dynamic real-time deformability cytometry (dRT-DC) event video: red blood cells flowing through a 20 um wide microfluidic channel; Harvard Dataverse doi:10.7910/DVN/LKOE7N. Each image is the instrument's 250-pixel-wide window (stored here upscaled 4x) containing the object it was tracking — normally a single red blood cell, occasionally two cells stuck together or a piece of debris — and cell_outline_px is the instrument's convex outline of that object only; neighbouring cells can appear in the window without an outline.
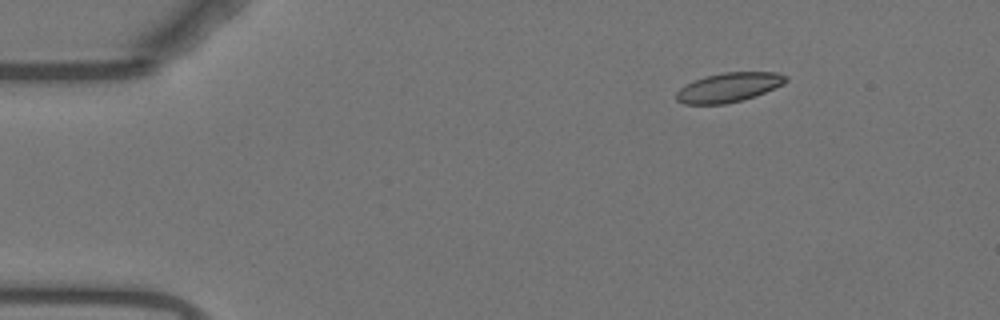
{"species": "Egyptian fruit bat (a non-hibernating species)", "species_latin": "Rousettus aegyptiacus", "temperature_condition": "warm", "stored_images_in_passage": 48, "camera_frame_rate_fps": 3000, "um_per_image_px": 0.085, "animal": {"sex": "female"}, "frame": {"image": 1, "passage_image": 1, "time_ms": 0.0, "image_size_px": [1000, 320], "cell_outline_px": [[788, 80], [756, 96], [724, 104], [684, 104], [676, 100], [676, 92], [680, 88], [704, 76], [724, 72], [776, 72], [788, 76]], "centroid_in_image_um": [61.92, 7.42], "position_along_channel_um": 23.1, "area_um2": 18.44}}
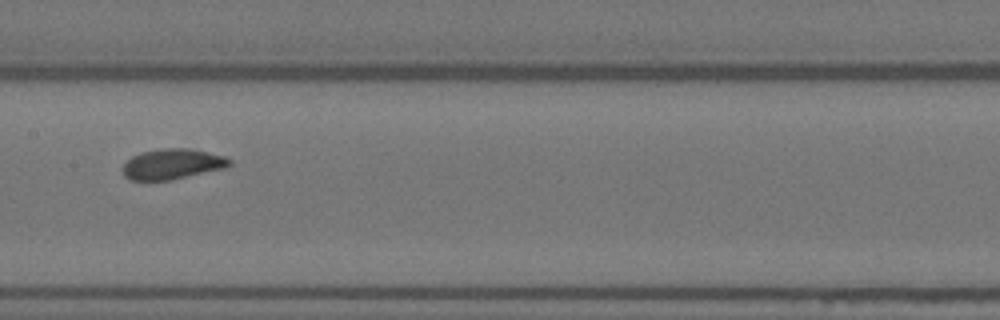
{"frame": {"image": 2, "passage_image": 21, "time_ms": 6.667, "image_size_px": [1000, 320], "cell_outline_px": [[232, 164], [224, 168], [172, 180], [128, 180], [124, 176], [120, 168], [132, 156], [140, 152], [164, 148], [188, 148], [208, 152], [224, 156], [232, 160]], "centroid_in_image_um": [14.62, 13.95], "position_along_channel_um": 192.8, "area_um2": 19.07}}
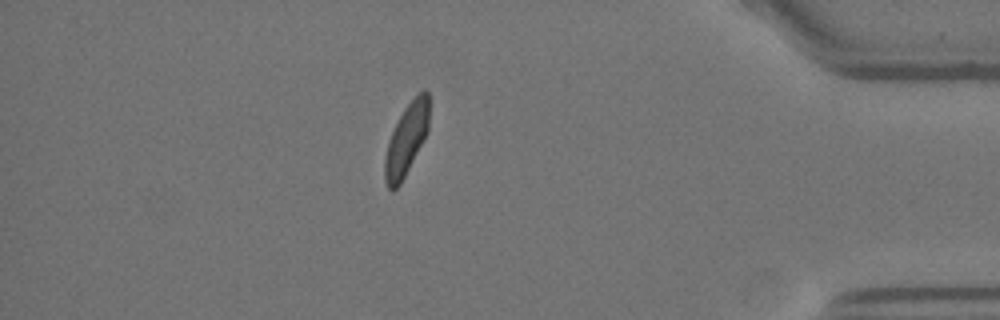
{"frame": {"image": 3, "passage_image": 41, "time_ms": 13.333, "image_size_px": [1000, 320], "cell_outline_px": [[428, 132], [400, 184], [392, 192], [388, 188], [384, 180], [384, 160], [388, 140], [404, 108], [424, 88], [428, 92]], "centroid_in_image_um": [34.52, 11.89], "position_along_channel_um": 400.7, "area_um2": 18.21}, "authors_computed_cell_mechanics": {"area_um2": 19.2474, "velocity_mm_per_s": 3.7142, "shape_relaxation_time_tau1_ms": 3.0812, "shape_relaxation_time_tau2_ms": 0.9854, "deformation_change_tau1": 0.0976, "deformation_change_tau2": 0.0513}}